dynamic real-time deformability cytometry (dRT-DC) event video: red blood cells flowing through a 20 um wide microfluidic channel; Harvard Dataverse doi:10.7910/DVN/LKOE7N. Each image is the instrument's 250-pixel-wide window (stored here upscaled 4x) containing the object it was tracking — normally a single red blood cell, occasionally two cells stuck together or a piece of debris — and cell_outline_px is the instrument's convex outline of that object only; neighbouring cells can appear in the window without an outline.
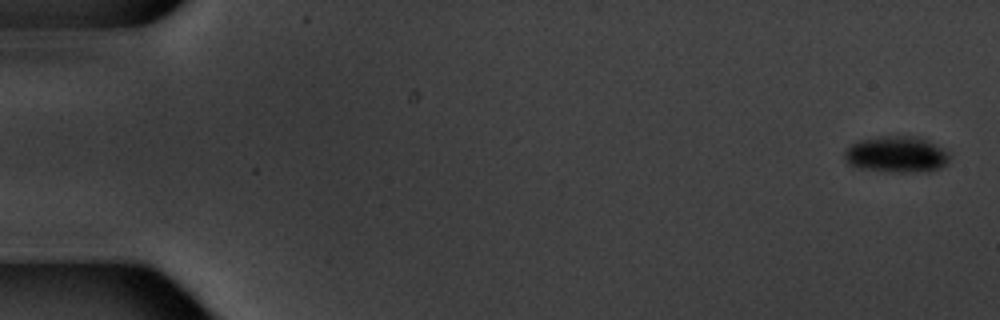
{"species": "common noctule bat (a hibernating species)", "species_latin": "Nyctalus noctula", "temperature_condition": "warm", "stored_images_in_passage": 6, "segment_of_instrument_passage": [1, 2], "camera_frame_rate_fps": 3000, "um_per_image_px": 0.085, "animal": {"sex": "male", "body_mass_g": 20.1, "forearm_length_mm": 53.5}, "frame": {"image": 1, "passage_image": 1, "time_ms": 0.0, "image_size_px": [1000, 320], "cell_outline_px": [[952, 156], [948, 164], [932, 172], [888, 172], [860, 168], [848, 164], [844, 156], [844, 152], [852, 144], [860, 140], [880, 136], [920, 136], [944, 148]], "centroid_in_image_um": [76.28, 13.14], "position_along_channel_um": 8.7, "area_um2": 22.72}}
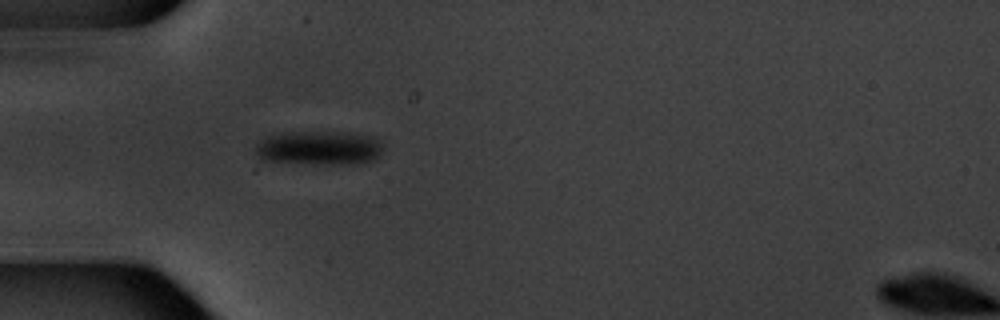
{"frame": {"image": 2, "passage_image": 5, "time_ms": 5.667, "image_size_px": [1000, 320], "cell_outline_px": [[384, 148], [380, 156], [372, 160], [360, 164], [312, 164], [260, 160], [256, 156], [256, 144], [260, 140], [268, 136], [284, 132], [344, 132], [376, 136], [380, 140]], "centroid_in_image_um": [27.16, 12.58], "position_along_channel_um": 57.8, "area_um2": 25.95}}